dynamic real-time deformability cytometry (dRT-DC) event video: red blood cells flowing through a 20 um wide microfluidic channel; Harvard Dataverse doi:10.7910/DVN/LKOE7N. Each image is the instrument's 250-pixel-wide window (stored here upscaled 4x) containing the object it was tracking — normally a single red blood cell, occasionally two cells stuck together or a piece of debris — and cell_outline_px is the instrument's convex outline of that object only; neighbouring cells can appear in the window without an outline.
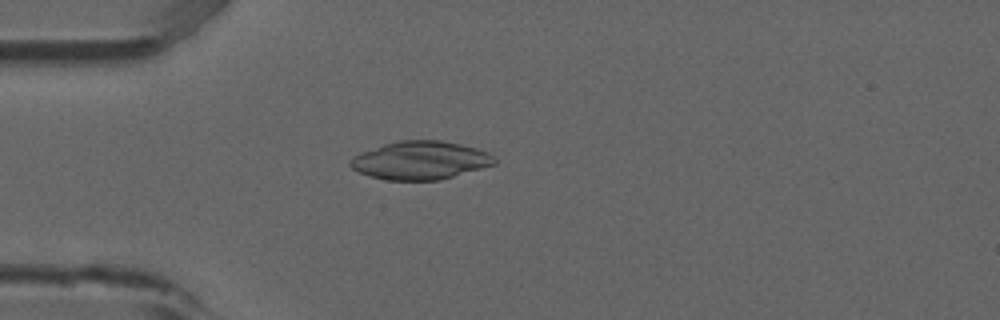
{"species": "common noctule bat (a hibernating species)", "species_latin": "Nyctalus noctula", "temperature_condition": "room temperature", "stored_images_in_passage": 27, "camera_frame_rate_fps": 3000, "um_per_image_px": 0.085, "animal": {"sex": "male", "forearm_length_mm": 52.5}, "frame": {"image": 1, "passage_image": 14, "time_ms": 4.333, "image_size_px": [1000, 320], "cell_outline_px": [[496, 164], [440, 180], [384, 180], [368, 176], [352, 168], [348, 164], [352, 156], [360, 152], [384, 144], [400, 140], [440, 140], [460, 144], [476, 148], [488, 152], [496, 160]], "centroid_in_image_um": [35.7, 13.63], "position_along_channel_um": 49.3, "area_um2": 32.19}}
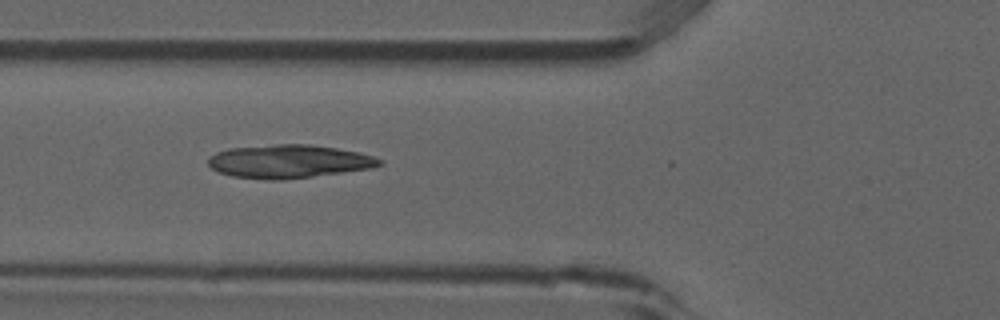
{"frame": {"image": 2, "passage_image": 19, "time_ms": 6.0, "image_size_px": [1000, 320], "cell_outline_px": [[384, 164], [372, 168], [284, 180], [272, 180], [232, 176], [220, 172], [212, 168], [208, 164], [208, 156], [216, 152], [232, 148], [276, 144], [308, 144], [336, 148], [360, 152], [384, 160]], "centroid_in_image_um": [24.57, 13.72], "position_along_channel_um": 101.2, "area_um2": 33.23}}
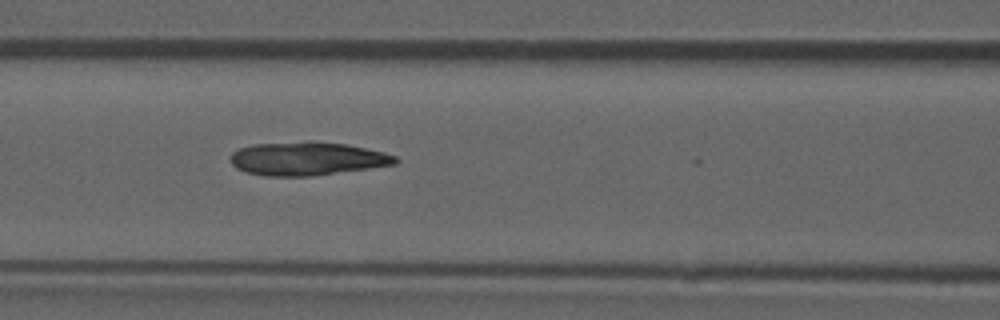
{"frame": {"image": 3, "passage_image": 22, "time_ms": 7.0, "image_size_px": [1000, 320], "cell_outline_px": [[400, 160], [396, 164], [368, 168], [308, 176], [264, 176], [248, 172], [236, 168], [232, 164], [232, 152], [240, 148], [252, 144], [312, 140], [344, 144], [384, 152], [396, 156]], "centroid_in_image_um": [26.1, 13.47], "position_along_channel_um": 140.5, "area_um2": 32.02}}